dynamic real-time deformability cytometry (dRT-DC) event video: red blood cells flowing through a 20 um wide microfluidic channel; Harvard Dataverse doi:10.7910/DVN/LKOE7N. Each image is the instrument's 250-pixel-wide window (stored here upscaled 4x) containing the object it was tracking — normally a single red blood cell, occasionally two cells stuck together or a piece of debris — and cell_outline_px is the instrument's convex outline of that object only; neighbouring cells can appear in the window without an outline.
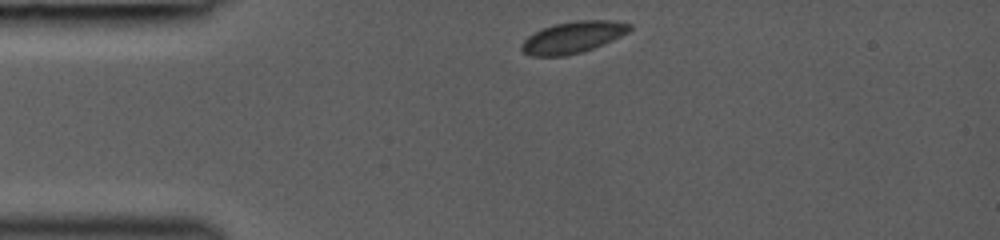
{"species": "common noctule bat (a hibernating species)", "species_latin": "Nyctalus noctula", "temperature_condition": "room temperature", "stored_images_in_passage": 2, "camera_frame_rate_fps": 3000, "um_per_image_px": 0.085, "animal": {"sex": "female", "body_mass_g": 19.0, "forearm_length_mm": 53.3}, "frame": {"image": 1, "passage_image": 1, "time_ms": 0.0, "image_size_px": [1000, 240], "cell_outline_px": [[632, 28], [628, 32], [612, 40], [592, 48], [580, 52], [564, 56], [532, 56], [524, 52], [520, 48], [520, 44], [528, 36], [544, 28], [556, 24], [576, 20], [612, 20], [632, 24]], "centroid_in_image_um": [48.7, 3.16], "position_along_channel_um": 36.3, "area_um2": 19.65}}